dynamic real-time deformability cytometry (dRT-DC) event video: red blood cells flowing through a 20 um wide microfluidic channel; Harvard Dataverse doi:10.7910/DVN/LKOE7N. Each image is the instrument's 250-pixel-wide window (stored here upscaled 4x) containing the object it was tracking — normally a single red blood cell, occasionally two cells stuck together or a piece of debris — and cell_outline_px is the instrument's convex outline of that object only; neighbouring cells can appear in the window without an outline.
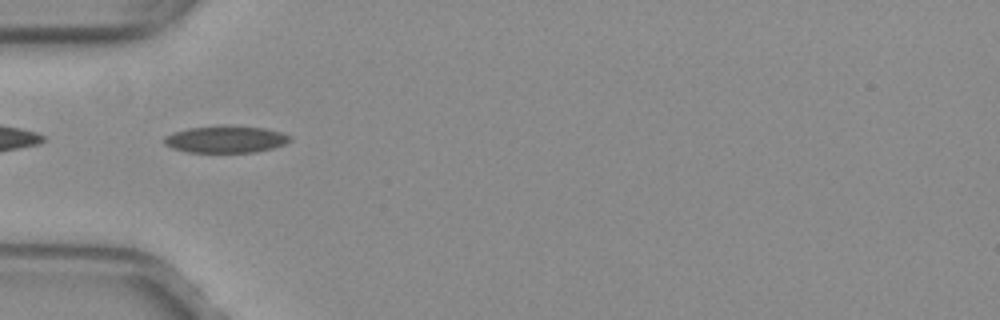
{"species": "common noctule bat (a hibernating species)", "species_latin": "Nyctalus noctula", "temperature_condition": "warm", "stored_images_in_passage": 39, "camera_frame_rate_fps": 3000, "um_per_image_px": 0.085, "animal": {"sex": "female", "body_mass_g": 29.2, "forearm_length_mm": 56.3}, "frame": {"image": 1, "passage_image": 4, "time_ms": 1.0, "image_size_px": [1000, 320], "cell_outline_px": [[292, 140], [284, 144], [272, 148], [256, 152], [188, 152], [172, 148], [164, 144], [164, 136], [172, 132], [188, 128], [224, 124], [264, 128], [280, 132], [292, 136]], "centroid_in_image_um": [19.17, 11.82], "position_along_channel_um": 65.8, "area_um2": 20.06}}
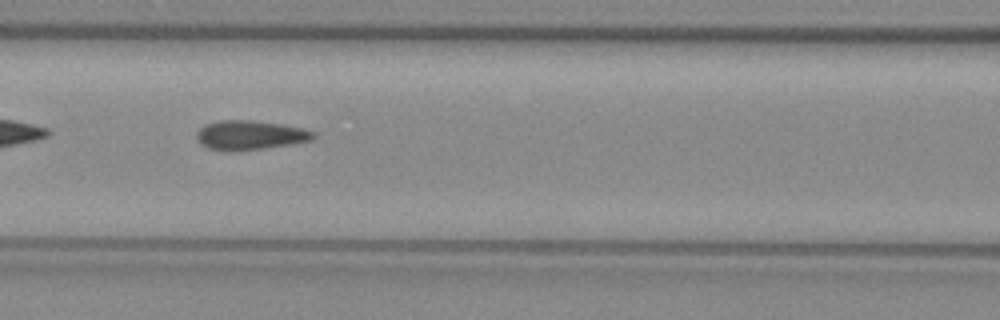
{"frame": {"image": 2, "passage_image": 10, "time_ms": 3.0, "image_size_px": [1000, 320], "cell_outline_px": [[316, 136], [312, 140], [292, 144], [264, 148], [232, 152], [208, 148], [200, 144], [196, 136], [196, 132], [204, 124], [220, 120], [248, 120], [280, 124], [300, 128], [316, 132]], "centroid_in_image_um": [21.22, 11.49], "position_along_channel_um": 145.4, "area_um2": 20.0}}
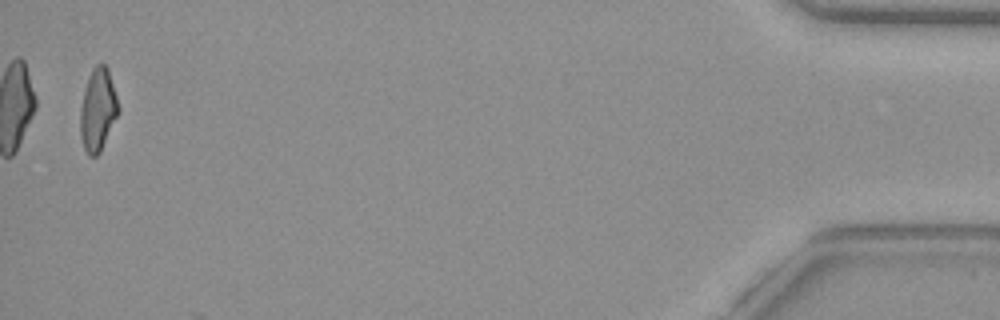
{"frame": {"image": 3, "passage_image": 38, "time_ms": 12.333, "image_size_px": [1000, 320], "cell_outline_px": [[120, 112], [100, 152], [96, 156], [88, 156], [84, 148], [80, 136], [80, 108], [88, 76], [92, 68], [96, 64], [104, 64], [108, 68], [120, 108]], "centroid_in_image_um": [8.32, 9.34], "position_along_channel_um": 426.9, "area_um2": 18.5}}